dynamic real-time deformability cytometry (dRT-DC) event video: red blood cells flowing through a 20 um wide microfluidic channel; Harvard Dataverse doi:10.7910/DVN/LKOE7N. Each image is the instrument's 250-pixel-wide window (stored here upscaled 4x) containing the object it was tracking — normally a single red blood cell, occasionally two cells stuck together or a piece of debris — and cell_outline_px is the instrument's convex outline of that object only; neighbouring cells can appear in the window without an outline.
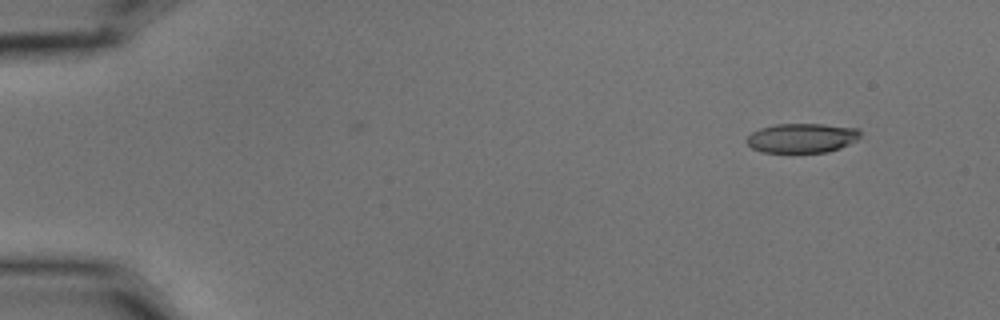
{"species": "common noctule bat (a hibernating species)", "species_latin": "Nyctalus noctula", "temperature_condition": "cold", "stored_images_in_passage": 5, "camera_frame_rate_fps": 3000, "um_per_image_px": 0.085, "animal": {"sex": "male", "body_mass_g": 15.6}, "frame": {"image": 1, "passage_image": 1, "time_ms": 0.0, "image_size_px": [1000, 320], "cell_outline_px": [[860, 136], [856, 140], [840, 148], [828, 152], [764, 152], [752, 148], [744, 140], [752, 132], [760, 128], [776, 124], [820, 124], [856, 128], [860, 132]], "centroid_in_image_um": [68.13, 11.73], "position_along_channel_um": 16.9, "area_um2": 19.36}}
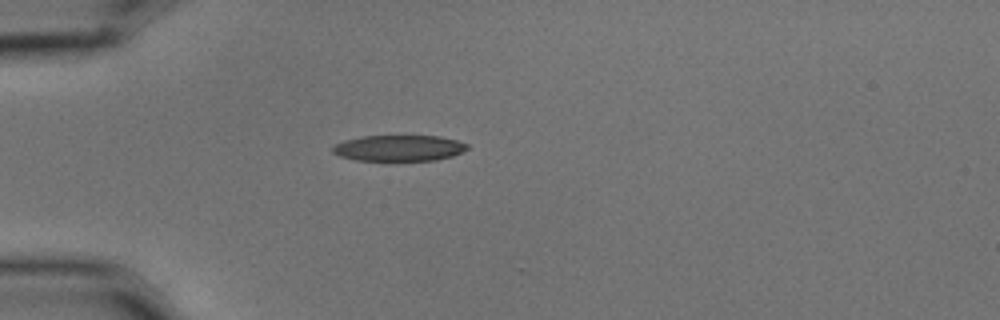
{"frame": {"image": 2, "passage_image": 4, "time_ms": 1.0, "image_size_px": [1000, 320], "cell_outline_px": [[468, 148], [452, 156], [436, 160], [356, 160], [340, 156], [332, 152], [332, 148], [336, 144], [344, 140], [360, 136], [440, 136], [456, 140], [468, 144]], "centroid_in_image_um": [33.89, 12.58], "position_along_channel_um": 51.1, "area_um2": 20.23}}